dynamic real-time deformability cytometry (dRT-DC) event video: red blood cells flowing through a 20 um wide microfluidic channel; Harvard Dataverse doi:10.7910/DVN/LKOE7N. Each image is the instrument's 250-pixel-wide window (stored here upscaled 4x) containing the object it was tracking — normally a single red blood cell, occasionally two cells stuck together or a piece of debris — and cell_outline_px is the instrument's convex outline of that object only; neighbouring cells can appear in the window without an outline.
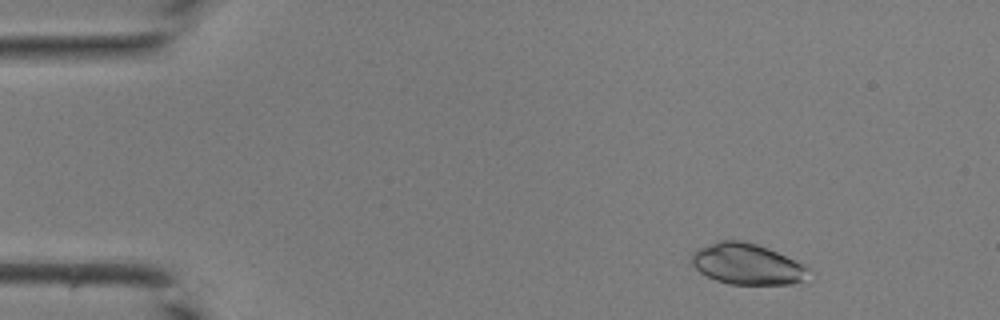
{"species": "common noctule bat (a hibernating species)", "species_latin": "Nyctalus noctula", "temperature_condition": "room temperature", "stored_images_in_passage": 41, "camera_frame_rate_fps": 3000, "um_per_image_px": 0.085, "animal": {"sex": "male", "body_mass_g": 19.0, "forearm_length_mm": 50.8}, "frame": {"image": 1, "passage_image": 4, "time_ms": 1.0, "image_size_px": [1000, 320], "cell_outline_px": [[812, 268], [800, 280], [792, 284], [728, 284], [716, 280], [700, 272], [692, 264], [692, 252], [700, 248], [720, 240], [744, 240], [768, 248]], "centroid_in_image_um": [63.48, 22.44], "position_along_channel_um": 21.5, "area_um2": 27.57}}
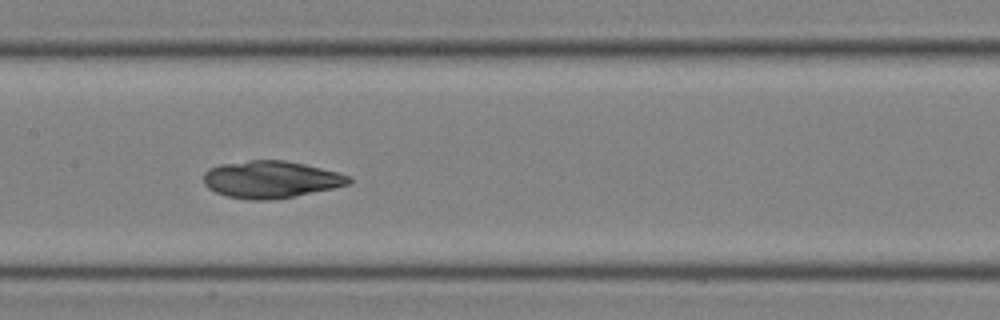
{"frame": {"image": 2, "passage_image": 20, "time_ms": 6.333, "image_size_px": [1000, 320], "cell_outline_px": [[352, 180], [348, 184], [332, 188], [292, 196], [268, 200], [248, 200], [228, 196], [216, 192], [208, 188], [204, 184], [204, 172], [208, 168], [220, 164], [252, 160], [284, 160], [304, 164], [352, 176]], "centroid_in_image_um": [22.98, 15.24], "position_along_channel_um": 184.4, "area_um2": 31.15}}
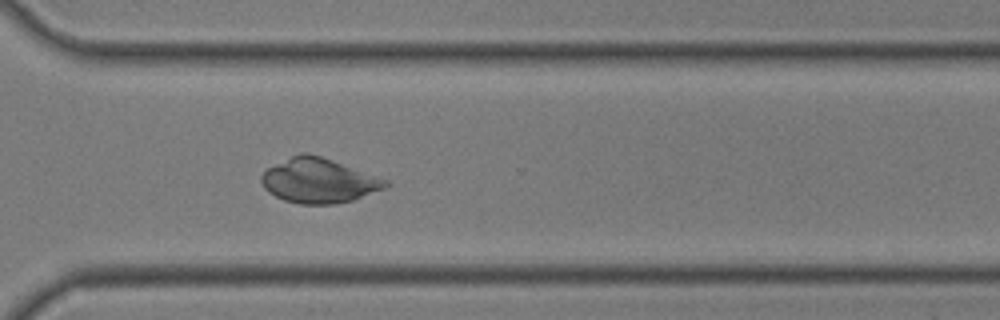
{"frame": {"image": 3, "passage_image": 30, "time_ms": 9.667, "image_size_px": [1000, 320], "cell_outline_px": [[392, 184], [384, 188], [352, 200], [336, 204], [300, 204], [284, 200], [268, 192], [264, 188], [260, 180], [260, 176], [268, 168], [300, 152], [308, 152], [332, 160], [388, 180]], "centroid_in_image_um": [27.08, 15.36], "position_along_channel_um": 343.5, "area_um2": 32.02}}